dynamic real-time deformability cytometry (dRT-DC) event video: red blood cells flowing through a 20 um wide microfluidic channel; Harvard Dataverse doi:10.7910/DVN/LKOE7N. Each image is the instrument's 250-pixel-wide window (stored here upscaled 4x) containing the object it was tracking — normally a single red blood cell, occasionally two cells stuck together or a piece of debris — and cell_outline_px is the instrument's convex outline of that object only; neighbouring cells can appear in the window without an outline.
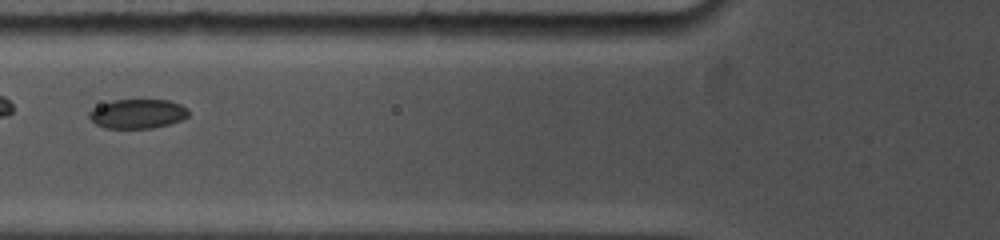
{"species": "common noctule bat (a hibernating species)", "species_latin": "Nyctalus noctula", "temperature_condition": "cold", "stored_images_in_passage": 7, "camera_frame_rate_fps": 5000, "um_per_image_px": 0.085, "animal": {"sex": "female", "body_mass_g": 19.0, "forearm_length_mm": 53.3}, "frame": {"image": 1, "passage_image": 4, "time_ms": 1.8, "image_size_px": [1000, 240], "cell_outline_px": [[188, 116], [180, 120], [168, 124], [152, 128], [104, 128], [96, 124], [88, 116], [88, 112], [92, 108], [112, 100], [168, 100], [180, 104], [188, 108]], "centroid_in_image_um": [11.67, 9.67], "position_along_channel_um": 114.1, "area_um2": 16.94}}
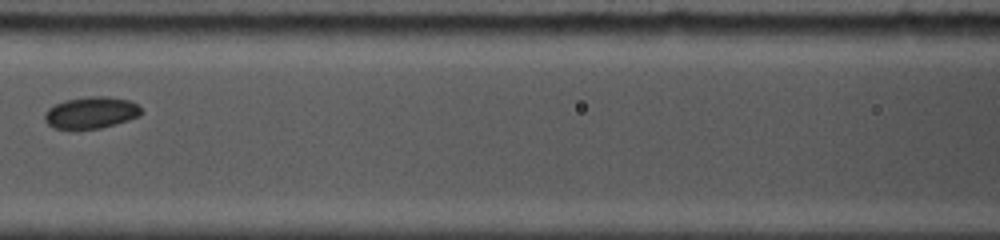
{"frame": {"image": 2, "passage_image": 6, "time_ms": 3.0, "image_size_px": [1000, 240], "cell_outline_px": [[144, 112], [140, 116], [128, 120], [100, 128], [76, 132], [68, 132], [56, 128], [48, 124], [44, 120], [44, 112], [48, 108], [64, 100], [88, 96], [104, 96], [128, 100], [136, 104]], "centroid_in_image_um": [7.69, 9.62], "position_along_channel_um": 158.9, "area_um2": 18.44}}